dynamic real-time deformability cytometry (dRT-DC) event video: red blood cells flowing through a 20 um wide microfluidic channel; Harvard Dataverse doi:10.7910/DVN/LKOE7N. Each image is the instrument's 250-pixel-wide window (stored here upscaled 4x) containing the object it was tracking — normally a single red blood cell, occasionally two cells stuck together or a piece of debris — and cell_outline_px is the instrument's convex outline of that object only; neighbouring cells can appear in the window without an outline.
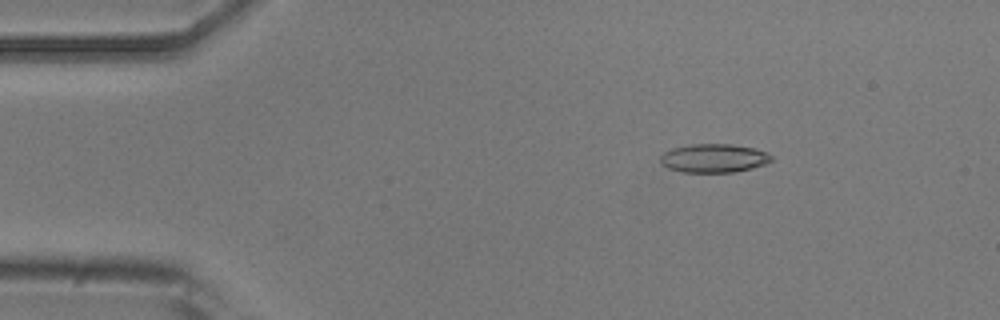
{"species": "common noctule bat (a hibernating species)", "species_latin": "Nyctalus noctula", "temperature_condition": "room temperature", "stored_images_in_passage": 3, "camera_frame_rate_fps": 3000, "um_per_image_px": 0.085, "animal": {"sex": "male", "body_mass_g": 20.5, "forearm_length_mm": 52.5}, "frame": {"image": 1, "passage_image": 1, "time_ms": 0.0, "image_size_px": [1000, 320], "cell_outline_px": [[772, 160], [764, 164], [752, 168], [736, 172], [680, 172], [668, 168], [660, 164], [660, 156], [664, 152], [672, 148], [692, 144], [732, 144], [756, 148], [768, 152], [772, 156]], "centroid_in_image_um": [60.67, 13.44], "position_along_channel_um": 24.3, "area_um2": 18.73}}